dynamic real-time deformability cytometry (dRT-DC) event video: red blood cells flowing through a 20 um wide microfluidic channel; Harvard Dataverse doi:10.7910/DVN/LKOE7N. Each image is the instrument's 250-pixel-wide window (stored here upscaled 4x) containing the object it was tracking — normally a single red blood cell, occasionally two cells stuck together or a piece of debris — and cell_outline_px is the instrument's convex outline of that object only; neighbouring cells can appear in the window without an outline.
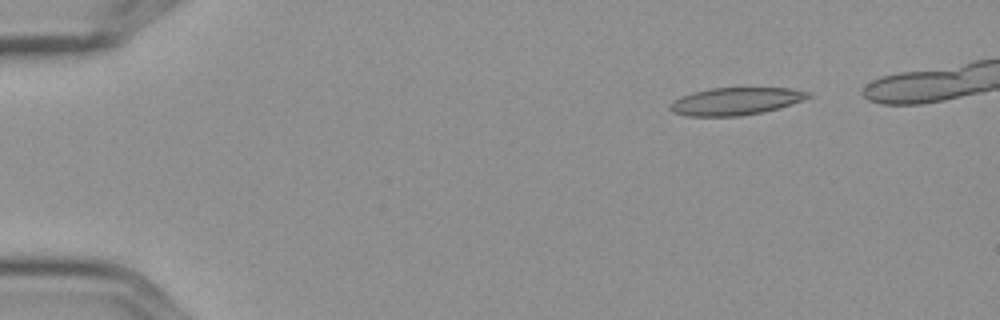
{"species": "Egyptian fruit bat (a non-hibernating species)", "species_latin": "Rousettus aegyptiacus", "temperature_condition": "cold", "stored_images_in_passage": 4, "camera_frame_rate_fps": 3000, "um_per_image_px": 0.085, "frame": {"image": 1, "passage_image": 1, "time_ms": 0.0, "image_size_px": [1000, 320], "cell_outline_px": [[812, 96], [804, 100], [780, 108], [764, 112], [740, 116], [688, 116], [672, 112], [668, 108], [672, 100], [680, 96], [692, 92], [712, 88], [792, 88], [812, 92]], "centroid_in_image_um": [62.55, 8.6], "position_along_channel_um": 22.5, "area_um2": 22.43}}